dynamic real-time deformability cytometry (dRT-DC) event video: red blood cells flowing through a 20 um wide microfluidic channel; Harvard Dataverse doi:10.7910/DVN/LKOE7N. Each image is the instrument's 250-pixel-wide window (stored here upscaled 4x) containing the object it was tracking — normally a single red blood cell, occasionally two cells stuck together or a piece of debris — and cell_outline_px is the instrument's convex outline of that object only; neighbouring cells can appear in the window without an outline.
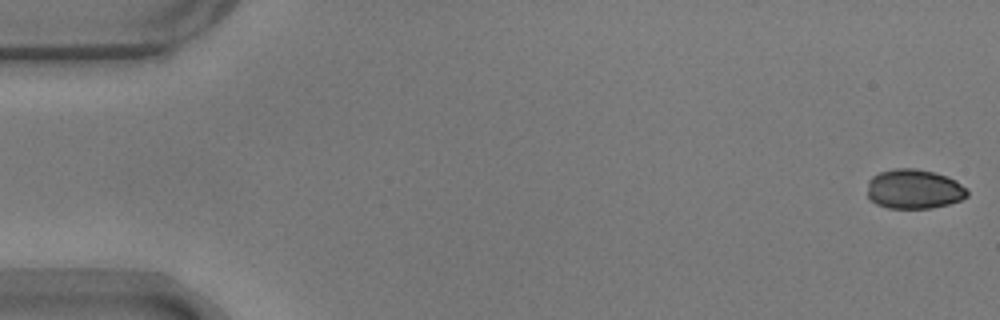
{"species": "common noctule bat (a hibernating species)", "species_latin": "Nyctalus noctula", "temperature_condition": "warm", "stored_images_in_passage": 55, "camera_frame_rate_fps": 3000, "um_per_image_px": 0.085, "animal": {"sex": "male", "body_mass_g": 17.9}, "frame": {"image": 1, "passage_image": 1, "time_ms": 0.0, "image_size_px": [1000, 320], "cell_outline_px": [[968, 196], [960, 200], [948, 204], [932, 208], [888, 208], [876, 204], [868, 196], [868, 180], [872, 176], [880, 172], [896, 168], [916, 168], [948, 176], [956, 180], [968, 188]], "centroid_in_image_um": [77.71, 16.07], "position_along_channel_um": 7.3, "area_um2": 23.18}}
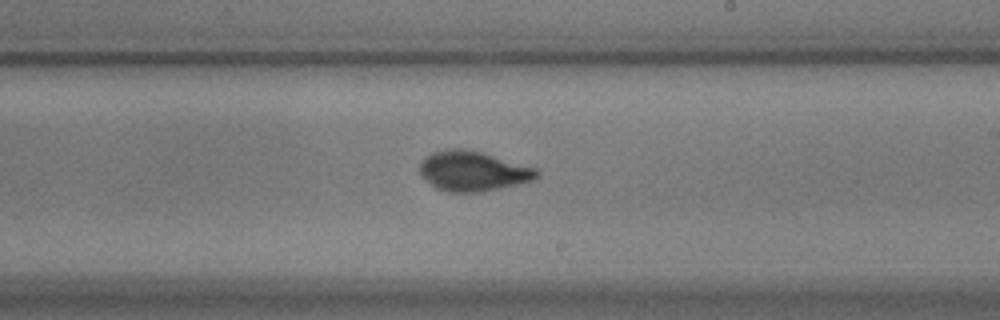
{"frame": {"image": 2, "passage_image": 32, "time_ms": 10.333, "image_size_px": [1000, 320], "cell_outline_px": [[540, 176], [532, 180], [516, 184], [476, 192], [448, 192], [436, 188], [420, 176], [420, 164], [424, 156], [432, 152], [448, 148], [464, 148], [484, 152], [536, 168], [540, 172]], "centroid_in_image_um": [40.17, 14.52], "position_along_channel_um": 248.8, "area_um2": 27.34}}
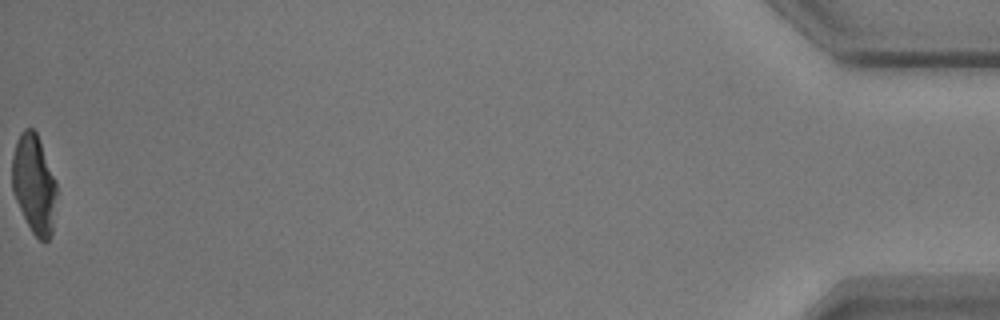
{"frame": {"image": 3, "passage_image": 55, "time_ms": 18.0, "image_size_px": [1000, 320], "cell_outline_px": [[56, 192], [52, 232], [48, 240], [44, 244], [32, 232], [12, 192], [12, 156], [16, 140], [20, 132], [24, 128], [32, 128], [36, 132], [40, 140], [56, 180]], "centroid_in_image_um": [2.88, 15.62], "position_along_channel_um": 432.3, "area_um2": 25.66}, "authors_computed_cell_mechanics": {"area_um2": 26.5302, "velocity_mm_per_s": 3.696, "shape_relaxation_time_tau1_ms": 2.9981, "shape_relaxation_time_tau2_ms": 0.8879, "deformation_change_tau1": 0.0732, "deformation_change_tau2": 0.0417}}